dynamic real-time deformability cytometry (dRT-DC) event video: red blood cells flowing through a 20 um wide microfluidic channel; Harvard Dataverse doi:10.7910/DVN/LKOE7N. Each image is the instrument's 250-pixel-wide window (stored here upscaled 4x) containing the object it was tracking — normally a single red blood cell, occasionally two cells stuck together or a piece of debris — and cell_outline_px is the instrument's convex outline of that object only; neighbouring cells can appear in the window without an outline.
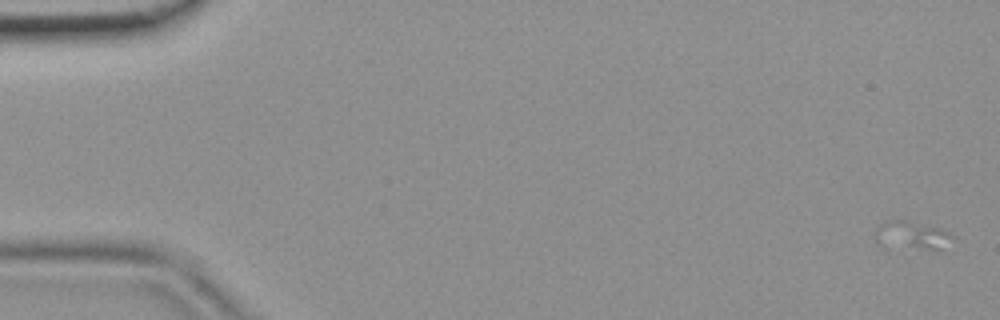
{"species": "common noctule bat (a hibernating species)", "species_latin": "Nyctalus noctula", "temperature_condition": "room temperature", "stored_images_in_passage": 2, "camera_frame_rate_fps": 3000, "um_per_image_px": 0.085, "animal": {"sex": "female", "body_mass_g": 19.9}, "frame": {"image": 1, "passage_image": 1, "time_ms": 0.0, "image_size_px": [1000, 320], "cell_outline_px": [[956, 236], [940, 248], [900, 252], [884, 248], [876, 244], [876, 228], [880, 224], [888, 220], [904, 220], [940, 228]], "centroid_in_image_um": [77.39, 20.08], "position_along_channel_um": 7.6, "area_um2": 13.47}}